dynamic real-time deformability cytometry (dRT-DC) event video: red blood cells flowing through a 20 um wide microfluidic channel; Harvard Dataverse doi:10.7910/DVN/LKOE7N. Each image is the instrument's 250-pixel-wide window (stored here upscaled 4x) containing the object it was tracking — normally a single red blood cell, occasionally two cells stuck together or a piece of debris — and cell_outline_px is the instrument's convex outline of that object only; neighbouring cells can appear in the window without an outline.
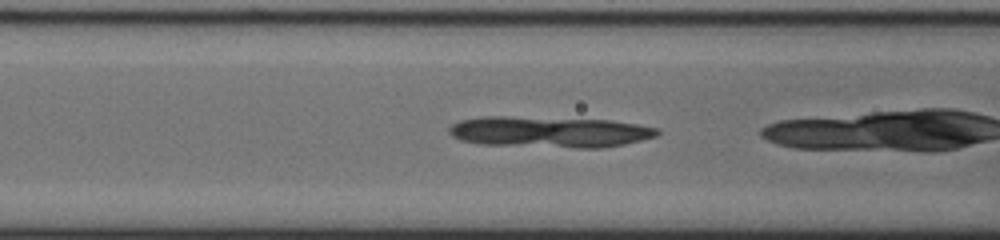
{"species": "common noctule bat (a hibernating species)", "species_latin": "Nyctalus noctula", "temperature_condition": "cold", "stored_images_in_passage": 37, "camera_frame_rate_fps": 3000, "um_per_image_px": 0.085, "animal": {"sex": "male", "body_mass_g": 20.0, "forearm_length_mm": 53.3}, "frame": {"image": 1, "passage_image": 17, "time_ms": 5.333, "image_size_px": [1000, 240], "cell_outline_px": [[656, 132], [652, 136], [620, 144], [560, 144], [468, 140], [456, 136], [452, 132], [452, 128], [456, 124], [464, 120], [604, 120], [652, 128]], "centroid_in_image_um": [46.88, 11.18], "position_along_channel_um": 119.7, "area_um2": 30.06}}